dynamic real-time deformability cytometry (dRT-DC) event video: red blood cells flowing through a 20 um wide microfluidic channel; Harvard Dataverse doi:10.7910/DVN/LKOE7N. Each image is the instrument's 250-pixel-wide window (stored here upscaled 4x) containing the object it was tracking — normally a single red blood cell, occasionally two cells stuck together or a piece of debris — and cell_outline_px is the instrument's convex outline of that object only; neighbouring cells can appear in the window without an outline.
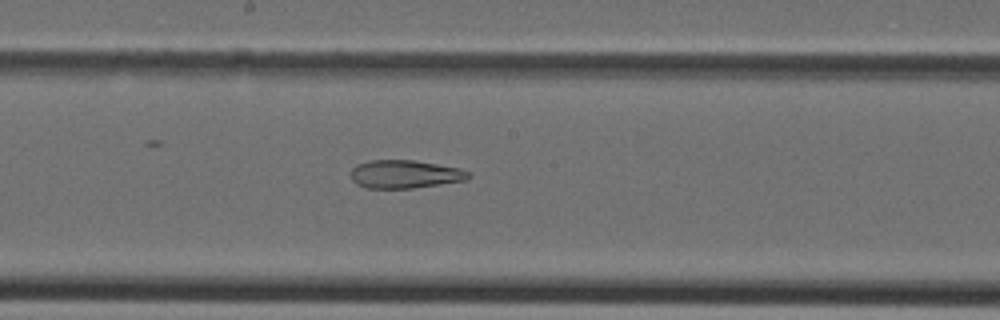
{"species": "Egyptian fruit bat (a non-hibernating species)", "species_latin": "Rousettus aegyptiacus", "temperature_condition": "cold", "stored_images_in_passage": 30, "camera_frame_rate_fps": 3000, "um_per_image_px": 0.085, "animal": {"sex": "female"}, "frame": {"image": 1, "passage_image": 13, "time_ms": 4.0, "image_size_px": [1000, 320], "cell_outline_px": [[472, 176], [468, 180], [412, 188], [368, 188], [356, 184], [352, 180], [352, 168], [356, 164], [368, 160], [412, 160], [436, 164], [456, 168], [468, 172]], "centroid_in_image_um": [34.39, 14.81], "position_along_channel_um": 213.8, "area_um2": 19.19}}
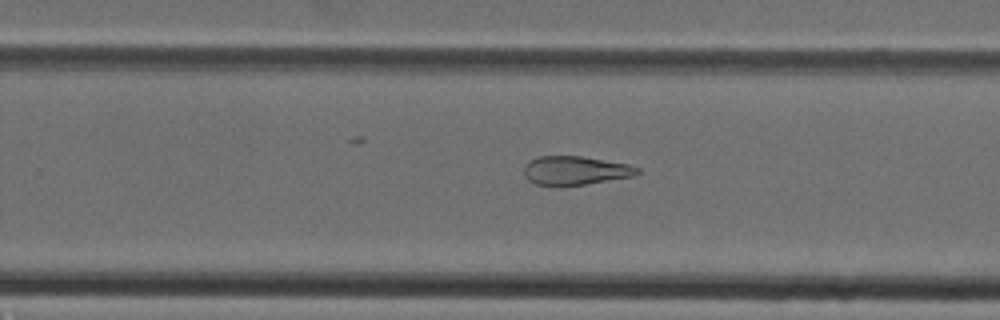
{"frame": {"image": 2, "passage_image": 17, "time_ms": 5.333, "image_size_px": [1000, 320], "cell_outline_px": [[640, 172], [636, 176], [560, 188], [552, 188], [536, 184], [528, 180], [524, 176], [524, 164], [528, 160], [540, 156], [580, 156], [628, 164], [640, 168]], "centroid_in_image_um": [48.85, 14.53], "position_along_channel_um": 280.9, "area_um2": 19.65}}
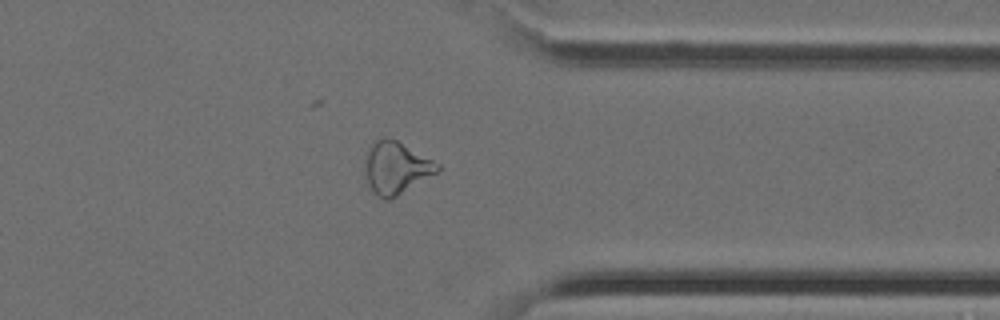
{"frame": {"image": 3, "passage_image": 23, "time_ms": 7.333, "image_size_px": [1000, 320], "cell_outline_px": [[440, 172], [396, 196], [388, 200], [384, 200], [376, 196], [372, 192], [368, 184], [368, 152], [372, 144], [376, 140], [384, 136], [396, 140], [440, 164]], "centroid_in_image_um": [33.73, 14.29], "position_along_channel_um": 377.7, "area_um2": 21.56}}